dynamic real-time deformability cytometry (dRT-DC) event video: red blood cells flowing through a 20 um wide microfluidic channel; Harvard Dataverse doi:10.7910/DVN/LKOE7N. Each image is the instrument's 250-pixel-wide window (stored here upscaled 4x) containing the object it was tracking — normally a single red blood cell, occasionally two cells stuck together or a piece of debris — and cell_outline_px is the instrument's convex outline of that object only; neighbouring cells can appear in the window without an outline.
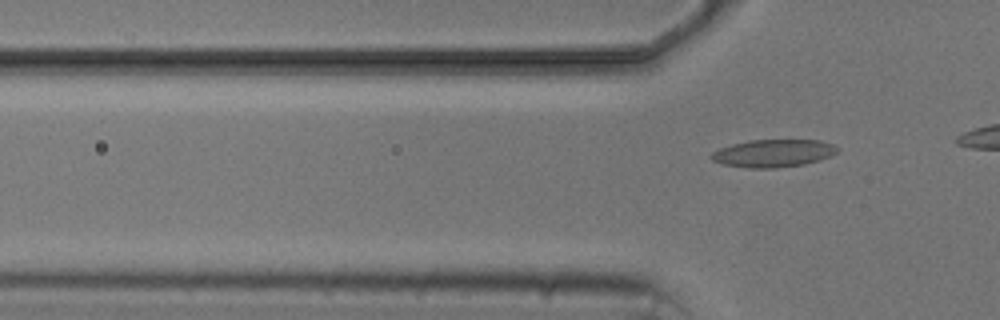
{"species": "common noctule bat (a hibernating species)", "species_latin": "Nyctalus noctula", "temperature_condition": "cold", "stored_images_in_passage": 7, "segment_of_instrument_passage": [2, 2], "camera_frame_rate_fps": 3000, "um_per_image_px": 0.085, "animal": {"sex": "male", "body_mass_g": 20.5, "forearm_length_mm": 52.5}, "frame": {"image": 1, "passage_image": 7, "time_ms": 7.0, "image_size_px": [1000, 320], "cell_outline_px": [[840, 148], [832, 156], [820, 160], [804, 164], [776, 168], [748, 168], [724, 164], [712, 160], [708, 156], [712, 152], [720, 148], [732, 144], [748, 140], [820, 140], [832, 144]], "centroid_in_image_um": [65.73, 13.02], "position_along_channel_um": 60.1, "area_um2": 20.4}}